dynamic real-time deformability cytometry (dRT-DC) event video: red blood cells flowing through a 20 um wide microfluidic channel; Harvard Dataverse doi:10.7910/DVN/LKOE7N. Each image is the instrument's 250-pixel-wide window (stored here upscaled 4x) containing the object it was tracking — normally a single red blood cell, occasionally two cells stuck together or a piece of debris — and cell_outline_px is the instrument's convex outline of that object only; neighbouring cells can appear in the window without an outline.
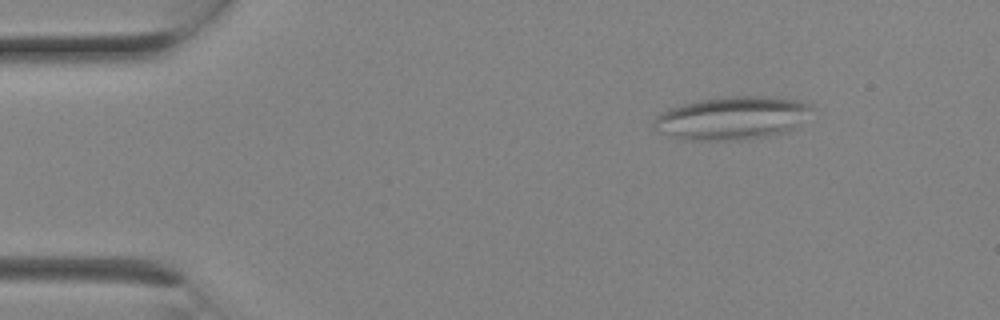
{"species": "Egyptian fruit bat (a non-hibernating species)", "species_latin": "Rousettus aegyptiacus", "temperature_condition": "room temperature", "stored_images_in_passage": 2, "camera_frame_rate_fps": 3000, "um_per_image_px": 0.085, "animal": {"sex": "female"}, "frame": {"image": 1, "passage_image": 1, "time_ms": 0.0, "image_size_px": [1000, 320], "cell_outline_px": [[816, 108], [788, 132], [768, 136], [744, 140], [684, 140], [672, 136], [656, 128], [652, 124], [652, 120], [660, 112], [668, 108], [700, 100], [720, 96], [776, 96], [800, 100], [812, 104]], "centroid_in_image_um": [62.27, 10.02], "position_along_channel_um": 22.7, "area_um2": 40.11}}